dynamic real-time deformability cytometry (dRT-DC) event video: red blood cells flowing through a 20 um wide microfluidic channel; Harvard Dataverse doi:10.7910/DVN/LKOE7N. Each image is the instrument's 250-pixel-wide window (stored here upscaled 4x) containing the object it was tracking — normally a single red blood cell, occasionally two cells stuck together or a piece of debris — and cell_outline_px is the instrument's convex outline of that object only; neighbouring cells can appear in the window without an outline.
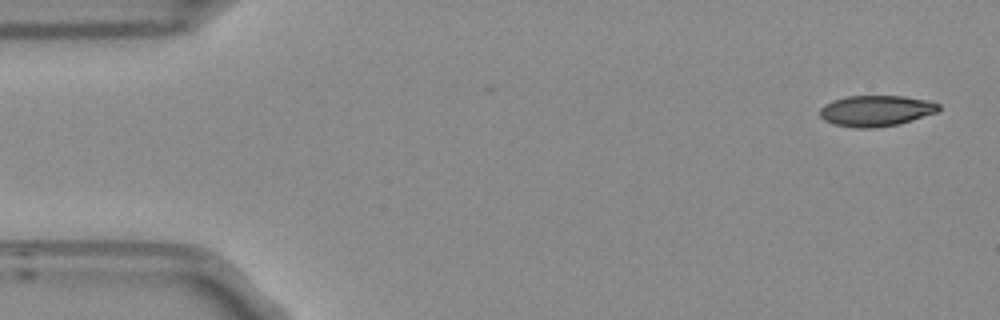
{"species": "Egyptian fruit bat (a non-hibernating species)", "species_latin": "Rousettus aegyptiacus", "temperature_condition": "room temperature", "stored_images_in_passage": 2, "camera_frame_rate_fps": 3000, "um_per_image_px": 0.085, "frame": {"image": 1, "passage_image": 2, "time_ms": 0.333, "image_size_px": [1000, 320], "cell_outline_px": [[940, 108], [936, 112], [900, 124], [876, 128], [856, 128], [832, 124], [824, 120], [820, 116], [820, 108], [824, 104], [832, 100], [848, 96], [904, 96], [928, 100], [940, 104]], "centroid_in_image_um": [74.44, 9.42], "position_along_channel_um": 10.6, "area_um2": 21.56}}